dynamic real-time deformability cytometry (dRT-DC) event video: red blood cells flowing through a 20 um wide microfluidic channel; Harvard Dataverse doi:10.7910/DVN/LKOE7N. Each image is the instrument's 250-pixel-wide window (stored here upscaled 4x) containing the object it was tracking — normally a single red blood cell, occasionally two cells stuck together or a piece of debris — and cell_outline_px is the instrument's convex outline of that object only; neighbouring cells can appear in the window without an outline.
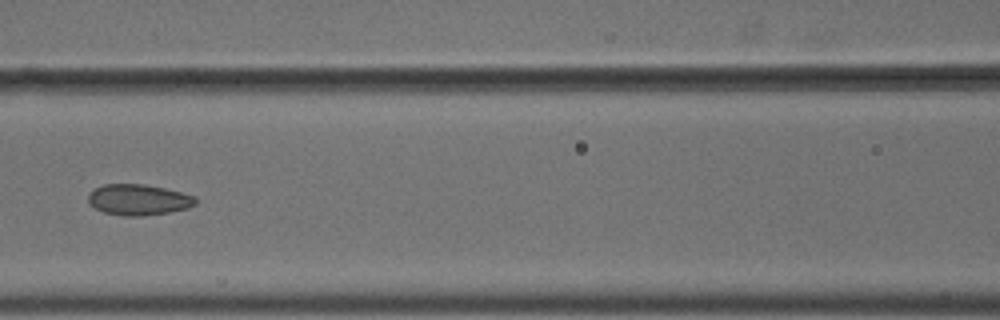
{"species": "common noctule bat (a hibernating species)", "species_latin": "Nyctalus noctula", "temperature_condition": "cold", "stored_images_in_passage": 9, "camera_frame_rate_fps": 3000, "um_per_image_px": 0.085, "animal": {"sex": "male", "body_mass_g": 18.8}, "frame": {"image": 1, "passage_image": 8, "time_ms": 2.333, "image_size_px": [1000, 320], "cell_outline_px": [[196, 204], [188, 208], [168, 212], [144, 216], [124, 216], [104, 212], [96, 208], [88, 200], [88, 196], [96, 188], [104, 184], [140, 184], [164, 188], [196, 196]], "centroid_in_image_um": [11.8, 16.98], "position_along_channel_um": 154.8, "area_um2": 19.07}}
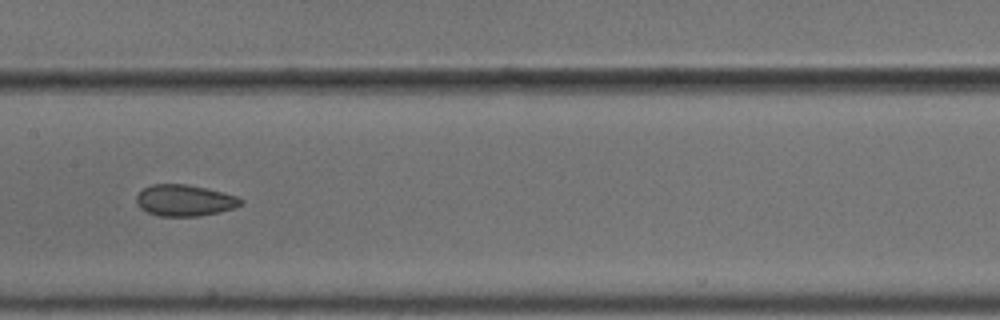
{"frame": {"image": 2, "passage_image": 9, "time_ms": 2.667, "image_size_px": [1000, 320], "cell_outline_px": [[244, 204], [236, 208], [220, 212], [196, 216], [160, 216], [148, 212], [140, 208], [136, 204], [136, 196], [144, 188], [152, 184], [184, 184], [204, 188], [236, 196], [244, 200]], "centroid_in_image_um": [15.7, 17.04], "position_along_channel_um": 191.7, "area_um2": 19.02}}